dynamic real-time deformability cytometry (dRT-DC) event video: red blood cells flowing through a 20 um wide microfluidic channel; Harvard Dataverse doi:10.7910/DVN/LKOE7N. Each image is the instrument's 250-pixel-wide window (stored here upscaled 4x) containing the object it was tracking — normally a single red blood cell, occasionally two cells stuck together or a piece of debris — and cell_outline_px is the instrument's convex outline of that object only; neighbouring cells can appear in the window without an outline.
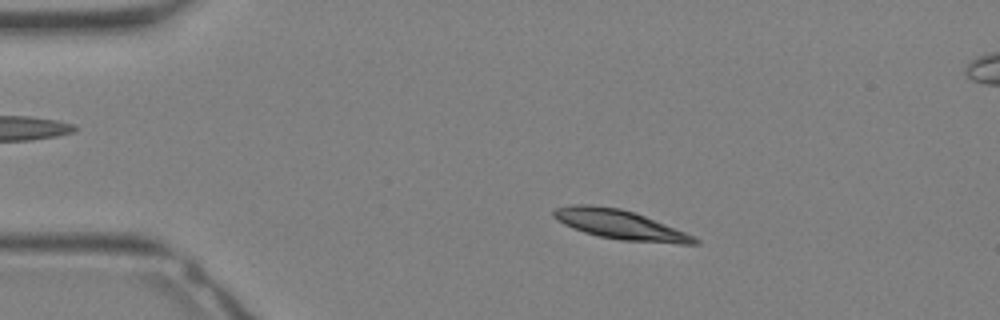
{"species": "Egyptian fruit bat (a non-hibernating species)", "species_latin": "Rousettus aegyptiacus", "temperature_condition": "warm", "stored_images_in_passage": 32, "camera_frame_rate_fps": 3000, "um_per_image_px": 0.085, "animal": {"sex": "female"}, "frame": {"image": 1, "passage_image": 6, "time_ms": 1.667, "image_size_px": [1000, 320], "cell_outline_px": [[700, 244], [680, 244], [620, 240], [600, 236], [584, 232], [572, 228], [556, 220], [552, 216], [552, 212], [556, 208], [572, 204], [592, 204], [620, 208], [636, 212], [684, 232], [700, 240]], "centroid_in_image_um": [52.67, 19.08], "position_along_channel_um": 32.3, "area_um2": 24.16}}
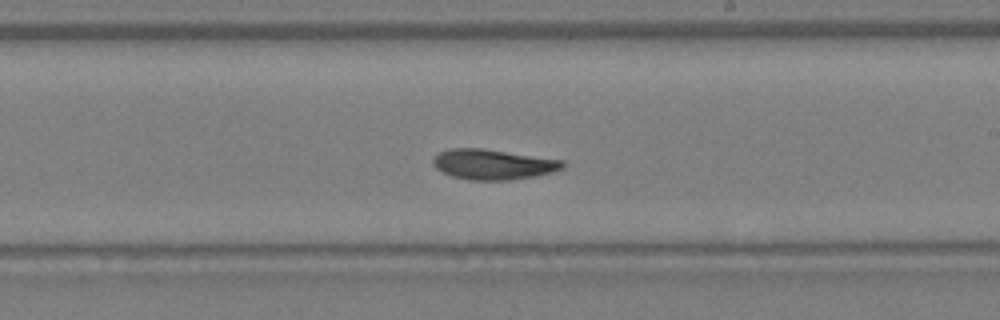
{"frame": {"image": 2, "passage_image": 19, "time_ms": 6.0, "image_size_px": [1000, 320], "cell_outline_px": [[564, 168], [552, 172], [536, 176], [508, 180], [468, 180], [452, 176], [436, 168], [432, 164], [432, 156], [448, 148], [484, 148], [564, 160]], "centroid_in_image_um": [41.89, 13.96], "position_along_channel_um": 247.1, "area_um2": 23.06}}
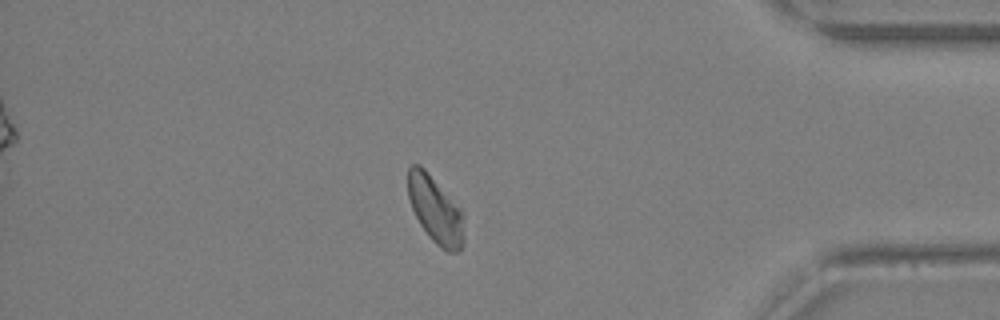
{"frame": {"image": 3, "passage_image": 28, "time_ms": 9.0, "image_size_px": [1000, 320], "cell_outline_px": [[464, 240], [460, 252], [448, 252], [440, 248], [428, 236], [420, 224], [412, 208], [408, 196], [408, 168], [412, 164], [420, 164], [428, 172], [460, 208], [464, 216]], "centroid_in_image_um": [37.02, 17.86], "position_along_channel_um": 398.2, "area_um2": 21.96}}